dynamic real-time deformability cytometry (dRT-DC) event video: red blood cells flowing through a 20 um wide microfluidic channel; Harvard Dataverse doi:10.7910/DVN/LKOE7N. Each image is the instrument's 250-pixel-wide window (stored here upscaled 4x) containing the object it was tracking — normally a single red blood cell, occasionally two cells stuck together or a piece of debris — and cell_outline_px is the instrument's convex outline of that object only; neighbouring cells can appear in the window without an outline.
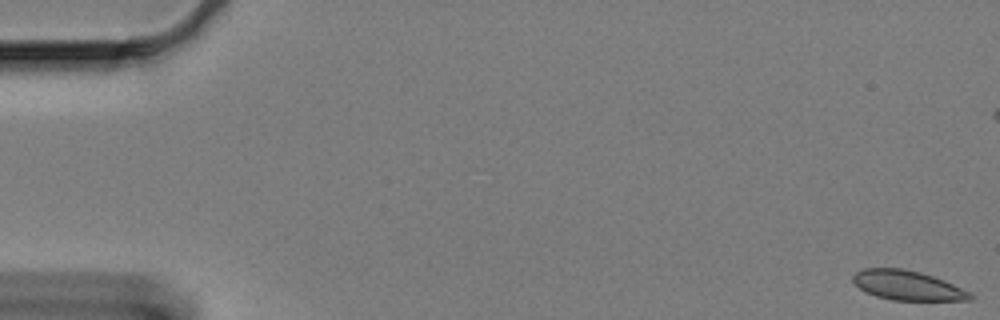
{"species": "Egyptian fruit bat (a non-hibernating species)", "species_latin": "Rousettus aegyptiacus", "temperature_condition": "cold", "stored_images_in_passage": 13, "camera_frame_rate_fps": 3000, "um_per_image_px": 0.085, "animal": {"sex": "female"}, "frame": {"image": 1, "passage_image": 1, "time_ms": 0.0, "image_size_px": [1000, 320], "cell_outline_px": [[976, 296], [972, 300], [892, 300], [876, 296], [864, 292], [852, 280], [852, 276], [856, 272], [864, 268], [904, 268], [920, 272], [944, 280]], "centroid_in_image_um": [77.11, 24.26], "position_along_channel_um": 7.9, "area_um2": 20.11}}